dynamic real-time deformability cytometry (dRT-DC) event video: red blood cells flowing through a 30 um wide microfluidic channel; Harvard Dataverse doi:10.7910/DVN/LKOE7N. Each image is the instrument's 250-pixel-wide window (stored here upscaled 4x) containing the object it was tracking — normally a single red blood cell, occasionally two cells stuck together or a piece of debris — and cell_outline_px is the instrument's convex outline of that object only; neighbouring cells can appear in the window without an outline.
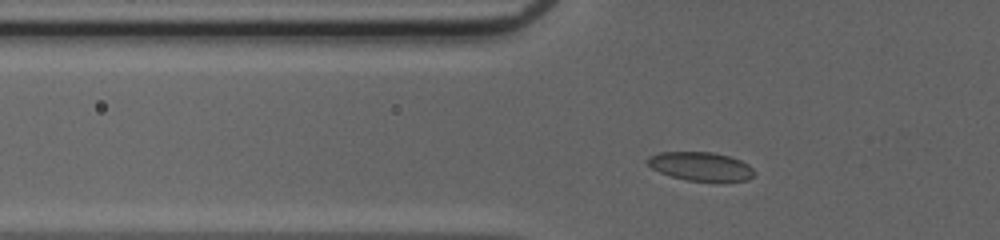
{"species": "common noctule bat (a hibernating species)", "species_latin": "Nyctalus noctula", "temperature_condition": "cold", "stored_images_in_passage": 40, "camera_frame_rate_fps": 3000, "um_per_image_px": 0.085, "animal": {"sex": "female", "body_mass_g": 20.0, "forearm_length_mm": 54.0}, "frame": {"image": 1, "passage_image": 6, "time_ms": 1.667, "image_size_px": [1000, 240], "cell_outline_px": [[756, 172], [748, 180], [688, 180], [672, 176], [660, 172], [652, 168], [644, 160], [648, 156], [660, 152], [712, 152], [732, 156], [748, 164]], "centroid_in_image_um": [59.54, 14.11], "position_along_channel_um": 66.3, "area_um2": 17.69}}
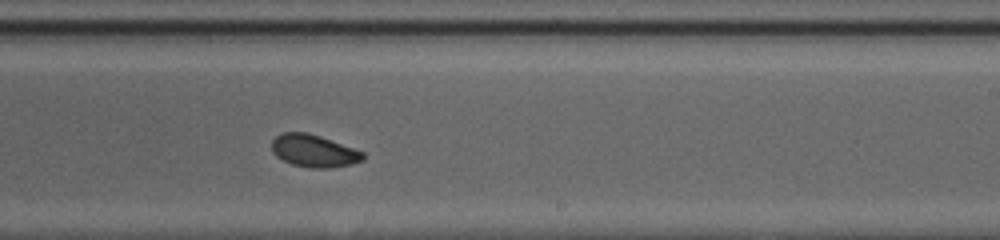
{"frame": {"image": 2, "passage_image": 21, "time_ms": 6.667, "image_size_px": [1000, 240], "cell_outline_px": [[364, 160], [352, 164], [328, 168], [312, 168], [292, 164], [276, 156], [272, 152], [272, 140], [280, 132], [308, 132], [320, 136], [364, 152]], "centroid_in_image_um": [26.67, 12.82], "position_along_channel_um": 262.3, "area_um2": 17.22}}
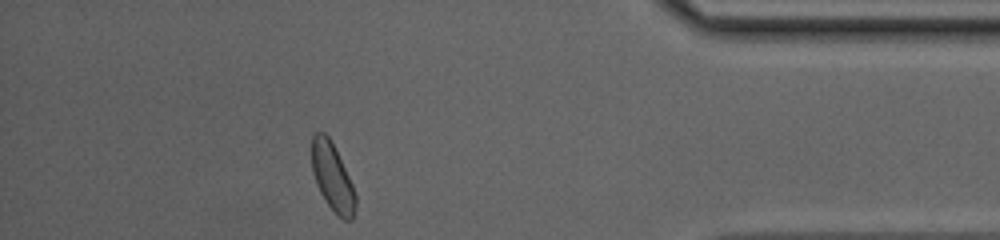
{"frame": {"image": 3, "passage_image": 34, "time_ms": 11.0, "image_size_px": [1000, 240], "cell_outline_px": [[356, 208], [352, 220], [344, 220], [328, 204], [320, 192], [316, 184], [312, 172], [312, 136], [316, 132], [324, 132], [328, 136], [352, 184], [356, 196]], "centroid_in_image_um": [28.25, 15.07], "position_along_channel_um": 407.0, "area_um2": 16.82}}